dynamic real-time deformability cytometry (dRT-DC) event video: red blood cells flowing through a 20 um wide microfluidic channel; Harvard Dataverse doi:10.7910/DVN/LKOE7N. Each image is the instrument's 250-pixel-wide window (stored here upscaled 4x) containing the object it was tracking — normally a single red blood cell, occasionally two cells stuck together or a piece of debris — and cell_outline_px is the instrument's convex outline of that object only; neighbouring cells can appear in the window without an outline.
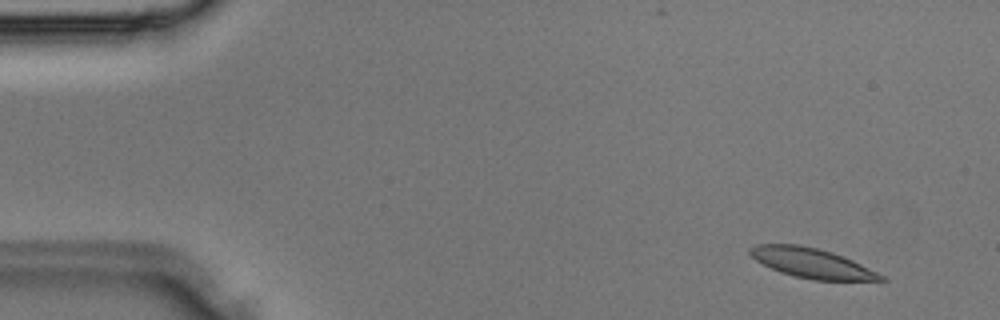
{"species": "Egyptian fruit bat (a non-hibernating species)", "species_latin": "Rousettus aegyptiacus", "temperature_condition": "room temperature", "stored_images_in_passage": 36, "camera_frame_rate_fps": 3000, "um_per_image_px": 0.085, "animal": {"sex": "male"}, "frame": {"image": 1, "passage_image": 3, "time_ms": 0.667, "image_size_px": [1000, 320], "cell_outline_px": [[888, 280], [812, 280], [780, 272], [756, 260], [748, 252], [748, 248], [756, 244], [800, 244], [832, 252], [852, 260], [884, 276]], "centroid_in_image_um": [68.96, 22.35], "position_along_channel_um": 16.0, "area_um2": 22.37}}
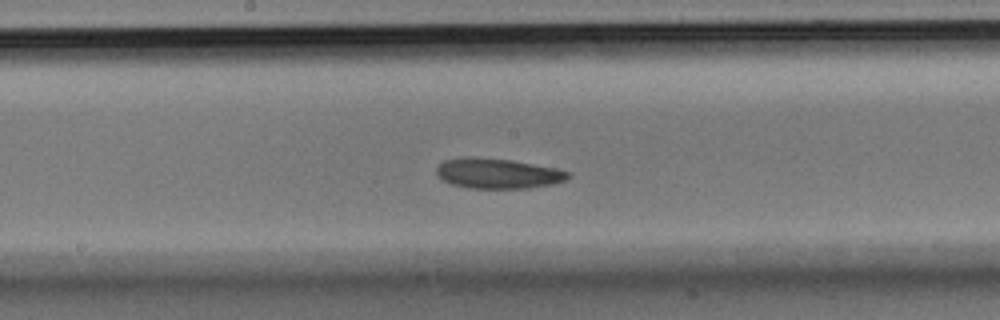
{"frame": {"image": 2, "passage_image": 19, "time_ms": 6.0, "image_size_px": [1000, 320], "cell_outline_px": [[572, 176], [556, 184], [528, 188], [468, 188], [452, 184], [436, 176], [436, 168], [444, 160], [464, 156], [468, 156], [512, 160], [556, 168], [572, 172]], "centroid_in_image_um": [42.33, 14.74], "position_along_channel_um": 205.9, "area_um2": 23.41}}
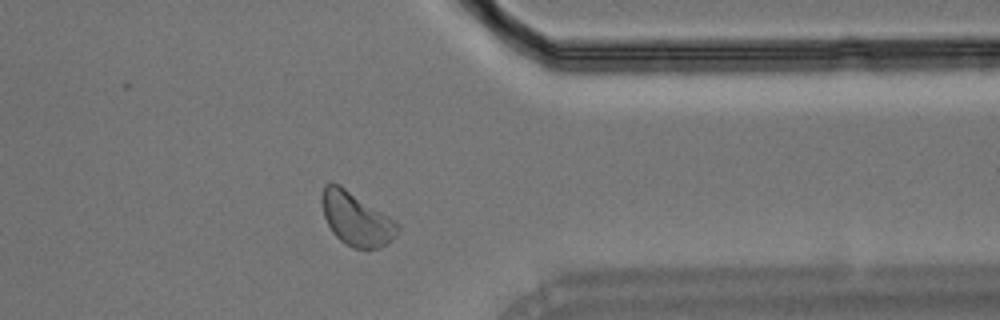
{"frame": {"image": 3, "passage_image": 29, "time_ms": 9.333, "image_size_px": [1000, 320], "cell_outline_px": [[400, 228], [388, 244], [380, 248], [352, 248], [340, 240], [332, 232], [324, 216], [320, 200], [320, 196], [324, 184], [340, 184], [396, 220], [400, 224]], "centroid_in_image_um": [30.28, 18.6], "position_along_channel_um": 381.1, "area_um2": 23.7}}